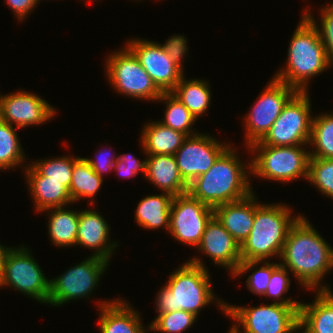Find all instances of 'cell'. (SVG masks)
<instances>
[{"label":"cell","mask_w":333,"mask_h":333,"mask_svg":"<svg viewBox=\"0 0 333 333\" xmlns=\"http://www.w3.org/2000/svg\"><path fill=\"white\" fill-rule=\"evenodd\" d=\"M145 169L146 160L140 162V160L133 155L123 153L118 156L113 170H116L121 178H130L136 176L140 172L145 176Z\"/></svg>","instance_id":"74e56055"},{"label":"cell","mask_w":333,"mask_h":333,"mask_svg":"<svg viewBox=\"0 0 333 333\" xmlns=\"http://www.w3.org/2000/svg\"><path fill=\"white\" fill-rule=\"evenodd\" d=\"M290 282L288 269L279 264L271 273V278L264 296L273 297L274 303L301 305L302 302H297L291 298L282 299L283 294L286 293L290 287Z\"/></svg>","instance_id":"d590c367"},{"label":"cell","mask_w":333,"mask_h":333,"mask_svg":"<svg viewBox=\"0 0 333 333\" xmlns=\"http://www.w3.org/2000/svg\"><path fill=\"white\" fill-rule=\"evenodd\" d=\"M19 21L26 18L27 15L35 9L37 2L35 0H5Z\"/></svg>","instance_id":"60d3db41"},{"label":"cell","mask_w":333,"mask_h":333,"mask_svg":"<svg viewBox=\"0 0 333 333\" xmlns=\"http://www.w3.org/2000/svg\"><path fill=\"white\" fill-rule=\"evenodd\" d=\"M103 178L99 176L84 159L79 157L73 164L72 179L69 193L72 202L83 200V198H93L101 188Z\"/></svg>","instance_id":"83f0119b"},{"label":"cell","mask_w":333,"mask_h":333,"mask_svg":"<svg viewBox=\"0 0 333 333\" xmlns=\"http://www.w3.org/2000/svg\"><path fill=\"white\" fill-rule=\"evenodd\" d=\"M212 216L213 208L192 197L188 192L174 196L168 233L175 240L196 248Z\"/></svg>","instance_id":"4fadbf2b"},{"label":"cell","mask_w":333,"mask_h":333,"mask_svg":"<svg viewBox=\"0 0 333 333\" xmlns=\"http://www.w3.org/2000/svg\"><path fill=\"white\" fill-rule=\"evenodd\" d=\"M11 247H5L2 244H0V280L4 271V261L6 258L7 253L9 252Z\"/></svg>","instance_id":"b9f144b4"},{"label":"cell","mask_w":333,"mask_h":333,"mask_svg":"<svg viewBox=\"0 0 333 333\" xmlns=\"http://www.w3.org/2000/svg\"><path fill=\"white\" fill-rule=\"evenodd\" d=\"M49 214L48 233L50 240L57 247L76 246L79 211L63 207L44 210ZM52 211V212H51Z\"/></svg>","instance_id":"484cf974"},{"label":"cell","mask_w":333,"mask_h":333,"mask_svg":"<svg viewBox=\"0 0 333 333\" xmlns=\"http://www.w3.org/2000/svg\"><path fill=\"white\" fill-rule=\"evenodd\" d=\"M145 177L156 188L173 196L188 192V184L180 175L174 155H148Z\"/></svg>","instance_id":"7402d4cb"},{"label":"cell","mask_w":333,"mask_h":333,"mask_svg":"<svg viewBox=\"0 0 333 333\" xmlns=\"http://www.w3.org/2000/svg\"><path fill=\"white\" fill-rule=\"evenodd\" d=\"M254 192L249 196L230 203L221 204L213 209V215L241 245L249 236L255 216V210L260 205L256 202Z\"/></svg>","instance_id":"d6986e66"},{"label":"cell","mask_w":333,"mask_h":333,"mask_svg":"<svg viewBox=\"0 0 333 333\" xmlns=\"http://www.w3.org/2000/svg\"><path fill=\"white\" fill-rule=\"evenodd\" d=\"M110 226L95 210L79 211L76 245L94 249L93 256L110 261L118 243L109 241Z\"/></svg>","instance_id":"ac0fdd59"},{"label":"cell","mask_w":333,"mask_h":333,"mask_svg":"<svg viewBox=\"0 0 333 333\" xmlns=\"http://www.w3.org/2000/svg\"><path fill=\"white\" fill-rule=\"evenodd\" d=\"M174 196L163 192L160 195L146 196L137 204L135 222L144 229L156 230L164 227L169 231L170 208Z\"/></svg>","instance_id":"d4e9b609"},{"label":"cell","mask_w":333,"mask_h":333,"mask_svg":"<svg viewBox=\"0 0 333 333\" xmlns=\"http://www.w3.org/2000/svg\"><path fill=\"white\" fill-rule=\"evenodd\" d=\"M24 170L37 212L42 213L50 208L66 207L73 203L64 181L45 180V176H42L31 163Z\"/></svg>","instance_id":"44dd1931"},{"label":"cell","mask_w":333,"mask_h":333,"mask_svg":"<svg viewBox=\"0 0 333 333\" xmlns=\"http://www.w3.org/2000/svg\"><path fill=\"white\" fill-rule=\"evenodd\" d=\"M306 9L304 14L318 27L321 40L325 46L326 54L329 62L333 65V4L324 6L320 9V25L316 24L315 18L310 10ZM320 27V28H319Z\"/></svg>","instance_id":"8d00e7d4"},{"label":"cell","mask_w":333,"mask_h":333,"mask_svg":"<svg viewBox=\"0 0 333 333\" xmlns=\"http://www.w3.org/2000/svg\"><path fill=\"white\" fill-rule=\"evenodd\" d=\"M313 303H301L299 330L302 333H333V292L316 291Z\"/></svg>","instance_id":"603a6c76"},{"label":"cell","mask_w":333,"mask_h":333,"mask_svg":"<svg viewBox=\"0 0 333 333\" xmlns=\"http://www.w3.org/2000/svg\"><path fill=\"white\" fill-rule=\"evenodd\" d=\"M238 157L230 145L209 171L188 185V193L213 209L249 196L253 192L249 182L251 161L244 165Z\"/></svg>","instance_id":"3957f363"},{"label":"cell","mask_w":333,"mask_h":333,"mask_svg":"<svg viewBox=\"0 0 333 333\" xmlns=\"http://www.w3.org/2000/svg\"><path fill=\"white\" fill-rule=\"evenodd\" d=\"M160 45L170 58L183 69L182 60L184 59V56L186 57V55H188L186 37L182 35H174L168 38L164 44L160 43Z\"/></svg>","instance_id":"f35d334b"},{"label":"cell","mask_w":333,"mask_h":333,"mask_svg":"<svg viewBox=\"0 0 333 333\" xmlns=\"http://www.w3.org/2000/svg\"><path fill=\"white\" fill-rule=\"evenodd\" d=\"M309 145L314 146L310 157L333 158V112L313 117Z\"/></svg>","instance_id":"f546056e"},{"label":"cell","mask_w":333,"mask_h":333,"mask_svg":"<svg viewBox=\"0 0 333 333\" xmlns=\"http://www.w3.org/2000/svg\"><path fill=\"white\" fill-rule=\"evenodd\" d=\"M101 333H146L138 311L125 300L99 301ZM144 328V329H143Z\"/></svg>","instance_id":"ffe728a7"},{"label":"cell","mask_w":333,"mask_h":333,"mask_svg":"<svg viewBox=\"0 0 333 333\" xmlns=\"http://www.w3.org/2000/svg\"><path fill=\"white\" fill-rule=\"evenodd\" d=\"M299 22L289 43L286 66L273 77L297 91H308L310 79L329 69L332 64L318 27L305 14Z\"/></svg>","instance_id":"277c9868"},{"label":"cell","mask_w":333,"mask_h":333,"mask_svg":"<svg viewBox=\"0 0 333 333\" xmlns=\"http://www.w3.org/2000/svg\"><path fill=\"white\" fill-rule=\"evenodd\" d=\"M198 119L206 113L211 103V91L208 81L185 79V75L171 92Z\"/></svg>","instance_id":"4316f807"},{"label":"cell","mask_w":333,"mask_h":333,"mask_svg":"<svg viewBox=\"0 0 333 333\" xmlns=\"http://www.w3.org/2000/svg\"><path fill=\"white\" fill-rule=\"evenodd\" d=\"M105 63L108 81L118 93L144 101H157L162 95L139 60L126 46L110 54Z\"/></svg>","instance_id":"9c48e42d"},{"label":"cell","mask_w":333,"mask_h":333,"mask_svg":"<svg viewBox=\"0 0 333 333\" xmlns=\"http://www.w3.org/2000/svg\"><path fill=\"white\" fill-rule=\"evenodd\" d=\"M29 251L24 245L10 248L4 261L0 287L7 285L40 303L47 304L50 280L46 278Z\"/></svg>","instance_id":"30bf717a"},{"label":"cell","mask_w":333,"mask_h":333,"mask_svg":"<svg viewBox=\"0 0 333 333\" xmlns=\"http://www.w3.org/2000/svg\"><path fill=\"white\" fill-rule=\"evenodd\" d=\"M308 91H297L285 104L270 130L260 140L263 145H308L311 138V101Z\"/></svg>","instance_id":"ba28073f"},{"label":"cell","mask_w":333,"mask_h":333,"mask_svg":"<svg viewBox=\"0 0 333 333\" xmlns=\"http://www.w3.org/2000/svg\"><path fill=\"white\" fill-rule=\"evenodd\" d=\"M197 316L193 313L179 310L165 314H158L156 318L147 327L150 331L160 333H181L191 327Z\"/></svg>","instance_id":"836d02e7"},{"label":"cell","mask_w":333,"mask_h":333,"mask_svg":"<svg viewBox=\"0 0 333 333\" xmlns=\"http://www.w3.org/2000/svg\"><path fill=\"white\" fill-rule=\"evenodd\" d=\"M157 101H165L166 109L164 119L159 122L173 130L185 133L187 136L198 134L192 129V125L197 118L188 110V108L171 92L162 93Z\"/></svg>","instance_id":"f1b7e54d"},{"label":"cell","mask_w":333,"mask_h":333,"mask_svg":"<svg viewBox=\"0 0 333 333\" xmlns=\"http://www.w3.org/2000/svg\"><path fill=\"white\" fill-rule=\"evenodd\" d=\"M304 146H270L260 141L252 143L248 150L256 155L250 158L251 174L285 183L301 177L307 180L310 150H305Z\"/></svg>","instance_id":"8992f818"},{"label":"cell","mask_w":333,"mask_h":333,"mask_svg":"<svg viewBox=\"0 0 333 333\" xmlns=\"http://www.w3.org/2000/svg\"><path fill=\"white\" fill-rule=\"evenodd\" d=\"M196 249L210 257L216 265L228 268L231 276L242 261L239 243L214 215L207 222Z\"/></svg>","instance_id":"e0dca14e"},{"label":"cell","mask_w":333,"mask_h":333,"mask_svg":"<svg viewBox=\"0 0 333 333\" xmlns=\"http://www.w3.org/2000/svg\"><path fill=\"white\" fill-rule=\"evenodd\" d=\"M105 150L97 151L95 159L84 158L90 164L91 168L102 178L103 172L107 173V171H112V169H114V164L118 159V156H112V154L110 155V152H107V150L105 152Z\"/></svg>","instance_id":"ab89813d"},{"label":"cell","mask_w":333,"mask_h":333,"mask_svg":"<svg viewBox=\"0 0 333 333\" xmlns=\"http://www.w3.org/2000/svg\"><path fill=\"white\" fill-rule=\"evenodd\" d=\"M126 44L162 93L172 92L185 75L184 69L170 58L160 43L135 38Z\"/></svg>","instance_id":"5bb4252c"},{"label":"cell","mask_w":333,"mask_h":333,"mask_svg":"<svg viewBox=\"0 0 333 333\" xmlns=\"http://www.w3.org/2000/svg\"><path fill=\"white\" fill-rule=\"evenodd\" d=\"M301 305H283L272 302L258 307L233 306L226 303V315L234 320L228 333H299Z\"/></svg>","instance_id":"52a82bcc"},{"label":"cell","mask_w":333,"mask_h":333,"mask_svg":"<svg viewBox=\"0 0 333 333\" xmlns=\"http://www.w3.org/2000/svg\"><path fill=\"white\" fill-rule=\"evenodd\" d=\"M202 262L193 257L169 275L168 282L157 292L158 314L184 310L198 317L201 309L215 300L226 313V302L215 297L210 274Z\"/></svg>","instance_id":"7a4b0ae2"},{"label":"cell","mask_w":333,"mask_h":333,"mask_svg":"<svg viewBox=\"0 0 333 333\" xmlns=\"http://www.w3.org/2000/svg\"><path fill=\"white\" fill-rule=\"evenodd\" d=\"M259 263L260 261H241L232 277L238 276L239 278V276L246 274L247 271L254 269L253 273H251L246 280L247 288L252 293L263 297L267 290L271 273L280 263L262 261L263 265L260 266V268L256 267Z\"/></svg>","instance_id":"1f68e13d"},{"label":"cell","mask_w":333,"mask_h":333,"mask_svg":"<svg viewBox=\"0 0 333 333\" xmlns=\"http://www.w3.org/2000/svg\"><path fill=\"white\" fill-rule=\"evenodd\" d=\"M307 180L320 193L333 199V158L310 157Z\"/></svg>","instance_id":"e575fe53"},{"label":"cell","mask_w":333,"mask_h":333,"mask_svg":"<svg viewBox=\"0 0 333 333\" xmlns=\"http://www.w3.org/2000/svg\"><path fill=\"white\" fill-rule=\"evenodd\" d=\"M254 102L251 110L244 117L247 148L260 141L270 130L280 115L283 107L297 90L274 77Z\"/></svg>","instance_id":"7c38bea8"},{"label":"cell","mask_w":333,"mask_h":333,"mask_svg":"<svg viewBox=\"0 0 333 333\" xmlns=\"http://www.w3.org/2000/svg\"><path fill=\"white\" fill-rule=\"evenodd\" d=\"M216 138L204 134L188 136L174 154L183 180L189 185L194 179L205 174L217 158L229 147Z\"/></svg>","instance_id":"9a60e30c"},{"label":"cell","mask_w":333,"mask_h":333,"mask_svg":"<svg viewBox=\"0 0 333 333\" xmlns=\"http://www.w3.org/2000/svg\"><path fill=\"white\" fill-rule=\"evenodd\" d=\"M108 265L109 261L91 255L60 276L50 279V294L47 304L58 307L70 300L83 297L88 299Z\"/></svg>","instance_id":"8fae6325"},{"label":"cell","mask_w":333,"mask_h":333,"mask_svg":"<svg viewBox=\"0 0 333 333\" xmlns=\"http://www.w3.org/2000/svg\"><path fill=\"white\" fill-rule=\"evenodd\" d=\"M286 204H261L255 210L249 236L240 245L242 261H268L280 258L288 232L301 216H292Z\"/></svg>","instance_id":"5b68a950"},{"label":"cell","mask_w":333,"mask_h":333,"mask_svg":"<svg viewBox=\"0 0 333 333\" xmlns=\"http://www.w3.org/2000/svg\"><path fill=\"white\" fill-rule=\"evenodd\" d=\"M141 132V146L145 155H174L188 137L159 121L144 124Z\"/></svg>","instance_id":"cb8c5ba5"},{"label":"cell","mask_w":333,"mask_h":333,"mask_svg":"<svg viewBox=\"0 0 333 333\" xmlns=\"http://www.w3.org/2000/svg\"><path fill=\"white\" fill-rule=\"evenodd\" d=\"M302 215L288 232L279 263L293 273L303 288L330 290L321 282L333 269V248Z\"/></svg>","instance_id":"6da1fadb"},{"label":"cell","mask_w":333,"mask_h":333,"mask_svg":"<svg viewBox=\"0 0 333 333\" xmlns=\"http://www.w3.org/2000/svg\"><path fill=\"white\" fill-rule=\"evenodd\" d=\"M23 151L15 127L0 119V171L22 165Z\"/></svg>","instance_id":"4dcf8cb0"},{"label":"cell","mask_w":333,"mask_h":333,"mask_svg":"<svg viewBox=\"0 0 333 333\" xmlns=\"http://www.w3.org/2000/svg\"><path fill=\"white\" fill-rule=\"evenodd\" d=\"M55 111L49 102L27 91L0 95V119L12 126L16 124L17 129L46 123Z\"/></svg>","instance_id":"2e32d148"},{"label":"cell","mask_w":333,"mask_h":333,"mask_svg":"<svg viewBox=\"0 0 333 333\" xmlns=\"http://www.w3.org/2000/svg\"><path fill=\"white\" fill-rule=\"evenodd\" d=\"M79 157H65L50 158L45 160H38L32 162V166L42 175L45 180L64 181V185L69 189L73 164Z\"/></svg>","instance_id":"d6a6232c"}]
</instances>
